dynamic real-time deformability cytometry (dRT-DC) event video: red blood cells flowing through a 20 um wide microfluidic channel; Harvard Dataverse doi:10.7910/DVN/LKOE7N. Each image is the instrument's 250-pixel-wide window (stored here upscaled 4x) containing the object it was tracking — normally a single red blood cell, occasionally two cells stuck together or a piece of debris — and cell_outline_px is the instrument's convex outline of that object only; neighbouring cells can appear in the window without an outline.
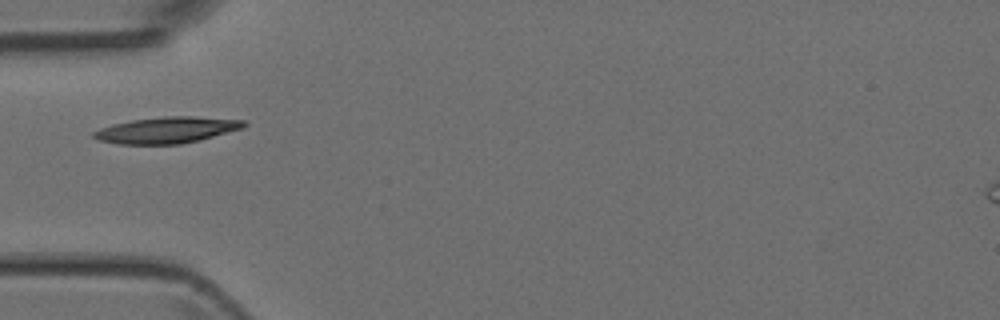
{"species": "Egyptian fruit bat (a non-hibernating species)", "species_latin": "Rousettus aegyptiacus", "temperature_condition": "room temperature", "stored_images_in_passage": 15, "camera_frame_rate_fps": 3000, "um_per_image_px": 0.085, "animal": {"sex": "female"}, "frame": {"image": 1, "passage_image": 1, "time_ms": 0.0, "image_size_px": [1000, 320], "cell_outline_px": [[248, 124], [244, 128], [200, 140], [180, 144], [116, 144], [96, 140], [92, 136], [92, 132], [100, 128], [112, 124], [132, 120], [164, 116], [192, 116], [244, 120]], "centroid_in_image_um": [14.17, 11.06], "position_along_channel_um": 70.8, "area_um2": 23.18}}
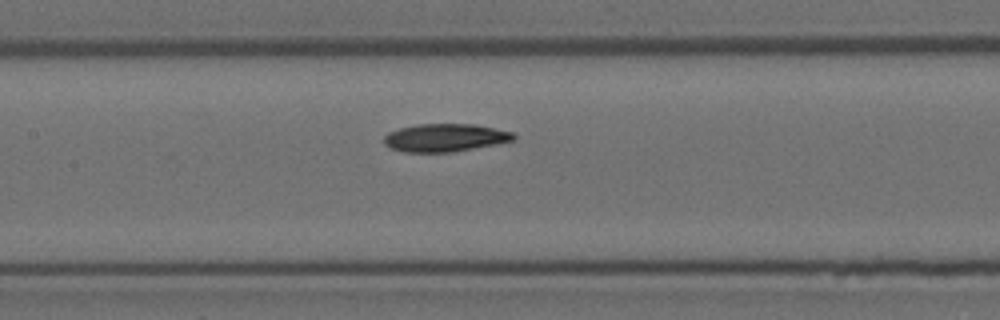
{"frame": {"image": 2, "passage_image": 8, "time_ms": 2.333, "image_size_px": [1000, 320], "cell_outline_px": [[516, 140], [496, 144], [452, 152], [404, 152], [392, 148], [384, 144], [384, 136], [388, 132], [400, 128], [416, 124], [472, 124], [512, 132], [516, 136]], "centroid_in_image_um": [37.82, 11.7], "position_along_channel_um": 169.6, "area_um2": 20.98}}
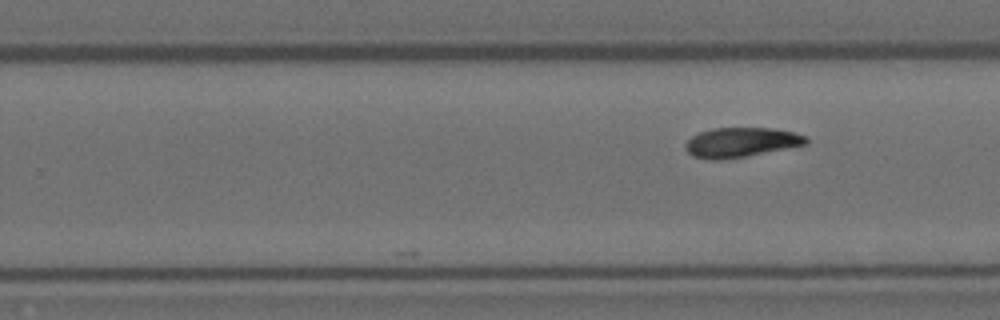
{"frame": {"image": 3, "passage_image": 15, "time_ms": 4.667, "image_size_px": [1000, 320], "cell_outline_px": [[808, 144], [748, 156], [720, 160], [712, 160], [692, 156], [684, 148], [684, 144], [692, 136], [700, 132], [712, 128], [772, 128], [792, 132], [804, 136], [808, 140]], "centroid_in_image_um": [62.95, 12.11], "position_along_channel_um": 266.8, "area_um2": 20.87}}